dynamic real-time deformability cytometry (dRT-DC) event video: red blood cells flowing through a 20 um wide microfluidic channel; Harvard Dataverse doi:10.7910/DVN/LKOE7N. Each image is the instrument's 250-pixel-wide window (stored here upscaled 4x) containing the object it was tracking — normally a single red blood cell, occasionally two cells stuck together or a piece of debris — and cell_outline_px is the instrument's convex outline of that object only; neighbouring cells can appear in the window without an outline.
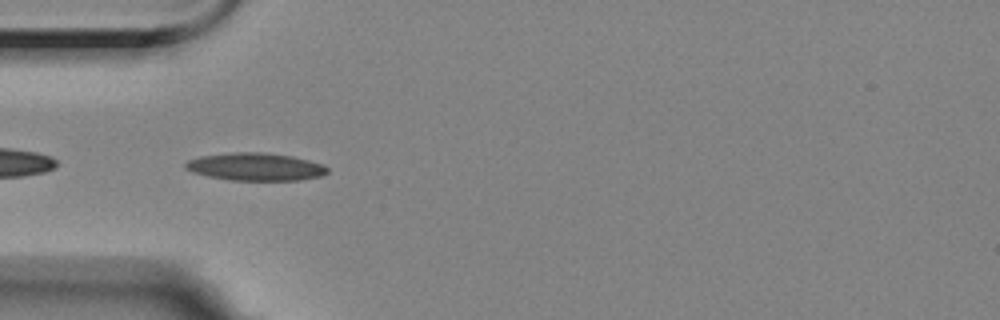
{"species": "Egyptian fruit bat (a non-hibernating species)", "species_latin": "Rousettus aegyptiacus", "temperature_condition": "room temperature", "stored_images_in_passage": 41, "camera_frame_rate_fps": 3000, "um_per_image_px": 0.085, "animal": {"sex": "female"}, "frame": {"image": 1, "passage_image": 2, "time_ms": 0.333, "image_size_px": [1000, 320], "cell_outline_px": [[328, 172], [320, 176], [300, 180], [228, 180], [208, 176], [192, 172], [184, 168], [184, 164], [188, 160], [200, 156], [232, 152], [260, 152], [292, 156], [324, 164], [328, 168]], "centroid_in_image_um": [21.7, 14.17], "position_along_channel_um": 63.3, "area_um2": 22.95}}
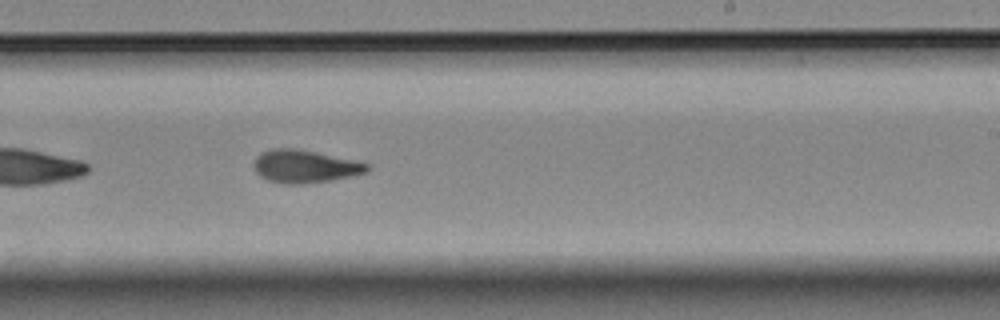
{"frame": {"image": 2, "passage_image": 19, "time_ms": 6.0, "image_size_px": [1000, 320], "cell_outline_px": [[372, 168], [368, 172], [352, 176], [304, 184], [284, 184], [268, 180], [260, 176], [252, 168], [252, 164], [256, 156], [260, 152], [272, 148], [292, 148], [352, 160], [368, 164]], "centroid_in_image_um": [25.85, 14.15], "position_along_channel_um": 263.2, "area_um2": 21.56}}
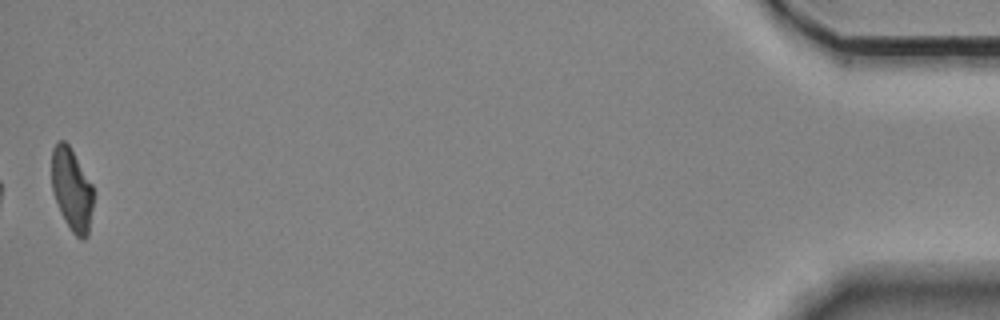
{"frame": {"image": 3, "passage_image": 41, "time_ms": 13.333, "image_size_px": [1000, 320], "cell_outline_px": [[92, 208], [88, 236], [84, 240], [80, 240], [72, 232], [64, 220], [60, 212], [52, 192], [52, 148], [60, 140], [64, 140], [68, 144], [92, 184]], "centroid_in_image_um": [6.09, 16.14], "position_along_channel_um": 429.1, "area_um2": 19.94}, "authors_computed_cell_mechanics": {"area_um2": 21.3282, "velocity_mm_per_s": 3.5309, "shape_relaxation_time_tau1_ms": 7.5342, "shape_relaxation_time_tau2_ms": 2.9597, "deformation_change_tau1": 0.2263, "deformation_change_tau2": 0.1088}}